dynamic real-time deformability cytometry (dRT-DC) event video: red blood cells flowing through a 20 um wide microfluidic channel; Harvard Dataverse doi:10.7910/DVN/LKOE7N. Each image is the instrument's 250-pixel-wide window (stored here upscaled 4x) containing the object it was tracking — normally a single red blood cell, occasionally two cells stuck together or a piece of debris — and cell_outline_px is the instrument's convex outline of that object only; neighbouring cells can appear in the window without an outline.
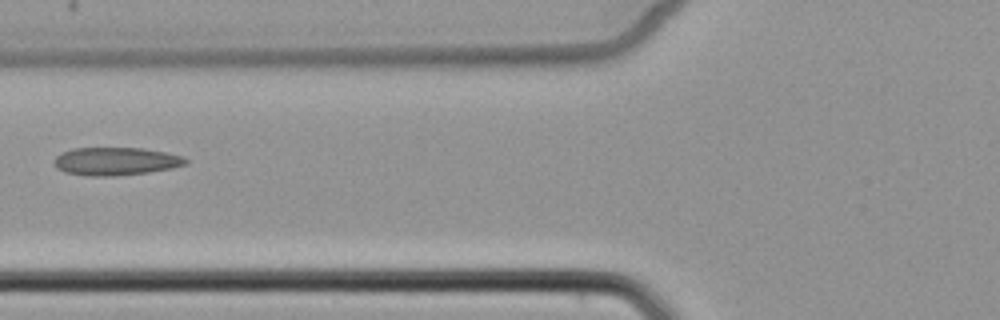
{"species": "common noctule bat (a hibernating species)", "species_latin": "Nyctalus noctula", "temperature_condition": "cold", "stored_images_in_passage": 7, "camera_frame_rate_fps": 3000, "um_per_image_px": 0.085, "animal": {"sex": "female", "body_mass_g": 22.7, "forearm_length_mm": 54.2}, "frame": {"image": 1, "passage_image": 6, "time_ms": 6.0, "image_size_px": [1000, 320], "cell_outline_px": [[188, 164], [172, 168], [148, 172], [116, 176], [88, 176], [64, 172], [56, 168], [52, 164], [52, 160], [56, 156], [72, 148], [144, 148], [184, 156], [188, 160]], "centroid_in_image_um": [9.82, 13.71], "position_along_channel_um": 116.0, "area_um2": 21.68}}
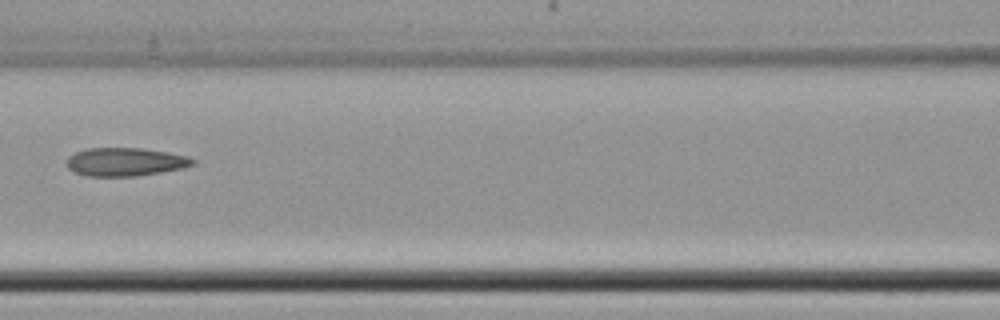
{"frame": {"image": 2, "passage_image": 7, "time_ms": 7.0, "image_size_px": [1000, 320], "cell_outline_px": [[196, 164], [184, 168], [136, 176], [88, 176], [76, 172], [68, 168], [68, 156], [76, 152], [88, 148], [140, 148], [168, 152], [188, 156], [196, 160]], "centroid_in_image_um": [10.7, 13.75], "position_along_channel_um": 155.9, "area_um2": 20.75}}